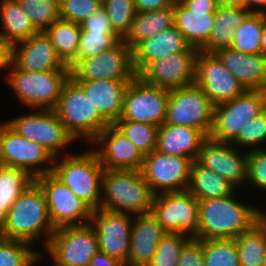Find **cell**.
<instances>
[{"mask_svg": "<svg viewBox=\"0 0 266 266\" xmlns=\"http://www.w3.org/2000/svg\"><path fill=\"white\" fill-rule=\"evenodd\" d=\"M54 231L45 193L36 181L21 193L0 220V237L5 239L22 240L33 244L44 233L46 247Z\"/></svg>", "mask_w": 266, "mask_h": 266, "instance_id": "1", "label": "cell"}, {"mask_svg": "<svg viewBox=\"0 0 266 266\" xmlns=\"http://www.w3.org/2000/svg\"><path fill=\"white\" fill-rule=\"evenodd\" d=\"M234 193L199 203L197 240L234 239L249 230L266 211L238 203Z\"/></svg>", "mask_w": 266, "mask_h": 266, "instance_id": "2", "label": "cell"}, {"mask_svg": "<svg viewBox=\"0 0 266 266\" xmlns=\"http://www.w3.org/2000/svg\"><path fill=\"white\" fill-rule=\"evenodd\" d=\"M100 208L112 212L147 214L155 194L141 170L104 169Z\"/></svg>", "mask_w": 266, "mask_h": 266, "instance_id": "3", "label": "cell"}, {"mask_svg": "<svg viewBox=\"0 0 266 266\" xmlns=\"http://www.w3.org/2000/svg\"><path fill=\"white\" fill-rule=\"evenodd\" d=\"M103 172L97 153L89 150L81 154L71 153L64 159L55 157L51 173L94 211L101 204Z\"/></svg>", "mask_w": 266, "mask_h": 266, "instance_id": "4", "label": "cell"}, {"mask_svg": "<svg viewBox=\"0 0 266 266\" xmlns=\"http://www.w3.org/2000/svg\"><path fill=\"white\" fill-rule=\"evenodd\" d=\"M53 110L75 140L85 138L92 142L110 125L71 77L65 83Z\"/></svg>", "mask_w": 266, "mask_h": 266, "instance_id": "5", "label": "cell"}, {"mask_svg": "<svg viewBox=\"0 0 266 266\" xmlns=\"http://www.w3.org/2000/svg\"><path fill=\"white\" fill-rule=\"evenodd\" d=\"M6 81L16 96L27 107L53 110L62 94L63 87L71 77V69L29 72L17 69L12 63Z\"/></svg>", "mask_w": 266, "mask_h": 266, "instance_id": "6", "label": "cell"}, {"mask_svg": "<svg viewBox=\"0 0 266 266\" xmlns=\"http://www.w3.org/2000/svg\"><path fill=\"white\" fill-rule=\"evenodd\" d=\"M215 105L197 84L169 90L164 123L188 126L209 136Z\"/></svg>", "mask_w": 266, "mask_h": 266, "instance_id": "7", "label": "cell"}, {"mask_svg": "<svg viewBox=\"0 0 266 266\" xmlns=\"http://www.w3.org/2000/svg\"><path fill=\"white\" fill-rule=\"evenodd\" d=\"M266 109V92L246 90L243 94L214 108L209 138L218 142H232L244 125Z\"/></svg>", "mask_w": 266, "mask_h": 266, "instance_id": "8", "label": "cell"}, {"mask_svg": "<svg viewBox=\"0 0 266 266\" xmlns=\"http://www.w3.org/2000/svg\"><path fill=\"white\" fill-rule=\"evenodd\" d=\"M55 266H88L99 251L91 223L56 228L45 247Z\"/></svg>", "mask_w": 266, "mask_h": 266, "instance_id": "9", "label": "cell"}, {"mask_svg": "<svg viewBox=\"0 0 266 266\" xmlns=\"http://www.w3.org/2000/svg\"><path fill=\"white\" fill-rule=\"evenodd\" d=\"M54 160L55 157L44 146L19 135L6 122L0 125L1 165L26 170L35 179L51 173Z\"/></svg>", "mask_w": 266, "mask_h": 266, "instance_id": "10", "label": "cell"}, {"mask_svg": "<svg viewBox=\"0 0 266 266\" xmlns=\"http://www.w3.org/2000/svg\"><path fill=\"white\" fill-rule=\"evenodd\" d=\"M198 211V200L188 190H184L156 194L151 214L166 233L188 234L197 239Z\"/></svg>", "mask_w": 266, "mask_h": 266, "instance_id": "11", "label": "cell"}, {"mask_svg": "<svg viewBox=\"0 0 266 266\" xmlns=\"http://www.w3.org/2000/svg\"><path fill=\"white\" fill-rule=\"evenodd\" d=\"M133 50L122 40L103 52L82 59L72 70L73 80H133Z\"/></svg>", "mask_w": 266, "mask_h": 266, "instance_id": "12", "label": "cell"}, {"mask_svg": "<svg viewBox=\"0 0 266 266\" xmlns=\"http://www.w3.org/2000/svg\"><path fill=\"white\" fill-rule=\"evenodd\" d=\"M35 181L45 193L49 217L55 229L90 223L93 210L52 173L40 175Z\"/></svg>", "mask_w": 266, "mask_h": 266, "instance_id": "13", "label": "cell"}, {"mask_svg": "<svg viewBox=\"0 0 266 266\" xmlns=\"http://www.w3.org/2000/svg\"><path fill=\"white\" fill-rule=\"evenodd\" d=\"M168 98L169 90L146 84L136 76L126 88L119 120L161 126L166 118Z\"/></svg>", "mask_w": 266, "mask_h": 266, "instance_id": "14", "label": "cell"}, {"mask_svg": "<svg viewBox=\"0 0 266 266\" xmlns=\"http://www.w3.org/2000/svg\"><path fill=\"white\" fill-rule=\"evenodd\" d=\"M6 123L19 135L44 146L54 157H58L62 149L75 141L54 110L41 109Z\"/></svg>", "mask_w": 266, "mask_h": 266, "instance_id": "15", "label": "cell"}, {"mask_svg": "<svg viewBox=\"0 0 266 266\" xmlns=\"http://www.w3.org/2000/svg\"><path fill=\"white\" fill-rule=\"evenodd\" d=\"M192 164L190 158L153 150L144 156L141 172L155 195L184 191L189 185Z\"/></svg>", "mask_w": 266, "mask_h": 266, "instance_id": "16", "label": "cell"}, {"mask_svg": "<svg viewBox=\"0 0 266 266\" xmlns=\"http://www.w3.org/2000/svg\"><path fill=\"white\" fill-rule=\"evenodd\" d=\"M195 84L216 106L243 94L246 89L224 67L215 53L198 51L195 59Z\"/></svg>", "mask_w": 266, "mask_h": 266, "instance_id": "17", "label": "cell"}, {"mask_svg": "<svg viewBox=\"0 0 266 266\" xmlns=\"http://www.w3.org/2000/svg\"><path fill=\"white\" fill-rule=\"evenodd\" d=\"M133 218L129 213L112 212L99 208L92 212L91 225L98 237L99 251L124 265L130 249Z\"/></svg>", "mask_w": 266, "mask_h": 266, "instance_id": "18", "label": "cell"}, {"mask_svg": "<svg viewBox=\"0 0 266 266\" xmlns=\"http://www.w3.org/2000/svg\"><path fill=\"white\" fill-rule=\"evenodd\" d=\"M198 52H180L148 63L137 76L146 84L172 90L194 84Z\"/></svg>", "mask_w": 266, "mask_h": 266, "instance_id": "19", "label": "cell"}, {"mask_svg": "<svg viewBox=\"0 0 266 266\" xmlns=\"http://www.w3.org/2000/svg\"><path fill=\"white\" fill-rule=\"evenodd\" d=\"M239 152L230 142H218L208 137L202 143L196 161L218 173L236 188L247 183L248 154Z\"/></svg>", "mask_w": 266, "mask_h": 266, "instance_id": "20", "label": "cell"}, {"mask_svg": "<svg viewBox=\"0 0 266 266\" xmlns=\"http://www.w3.org/2000/svg\"><path fill=\"white\" fill-rule=\"evenodd\" d=\"M104 169L141 170L144 154L115 126L109 125L92 141Z\"/></svg>", "mask_w": 266, "mask_h": 266, "instance_id": "21", "label": "cell"}, {"mask_svg": "<svg viewBox=\"0 0 266 266\" xmlns=\"http://www.w3.org/2000/svg\"><path fill=\"white\" fill-rule=\"evenodd\" d=\"M11 63L17 69L29 72L65 70L68 67L45 32H38L12 45Z\"/></svg>", "mask_w": 266, "mask_h": 266, "instance_id": "22", "label": "cell"}, {"mask_svg": "<svg viewBox=\"0 0 266 266\" xmlns=\"http://www.w3.org/2000/svg\"><path fill=\"white\" fill-rule=\"evenodd\" d=\"M215 54L246 90L266 92V57L263 54L243 53L230 47Z\"/></svg>", "mask_w": 266, "mask_h": 266, "instance_id": "23", "label": "cell"}, {"mask_svg": "<svg viewBox=\"0 0 266 266\" xmlns=\"http://www.w3.org/2000/svg\"><path fill=\"white\" fill-rule=\"evenodd\" d=\"M135 217L129 255L124 266H147L166 232L151 212Z\"/></svg>", "mask_w": 266, "mask_h": 266, "instance_id": "24", "label": "cell"}, {"mask_svg": "<svg viewBox=\"0 0 266 266\" xmlns=\"http://www.w3.org/2000/svg\"><path fill=\"white\" fill-rule=\"evenodd\" d=\"M89 96L99 114L114 125L121 116L126 88L132 80H74Z\"/></svg>", "mask_w": 266, "mask_h": 266, "instance_id": "25", "label": "cell"}, {"mask_svg": "<svg viewBox=\"0 0 266 266\" xmlns=\"http://www.w3.org/2000/svg\"><path fill=\"white\" fill-rule=\"evenodd\" d=\"M184 39L181 32L172 27L146 38L133 49V65L138 74L148 63L180 52H198Z\"/></svg>", "mask_w": 266, "mask_h": 266, "instance_id": "26", "label": "cell"}, {"mask_svg": "<svg viewBox=\"0 0 266 266\" xmlns=\"http://www.w3.org/2000/svg\"><path fill=\"white\" fill-rule=\"evenodd\" d=\"M208 137L199 129L163 123L158 128L157 152L190 158L195 161Z\"/></svg>", "mask_w": 266, "mask_h": 266, "instance_id": "27", "label": "cell"}, {"mask_svg": "<svg viewBox=\"0 0 266 266\" xmlns=\"http://www.w3.org/2000/svg\"><path fill=\"white\" fill-rule=\"evenodd\" d=\"M216 10H188L180 1L174 2V26L186 42L200 50L209 40Z\"/></svg>", "mask_w": 266, "mask_h": 266, "instance_id": "28", "label": "cell"}, {"mask_svg": "<svg viewBox=\"0 0 266 266\" xmlns=\"http://www.w3.org/2000/svg\"><path fill=\"white\" fill-rule=\"evenodd\" d=\"M251 12L240 6H218L214 13V24L208 42L200 49L205 53H216L230 47L236 28Z\"/></svg>", "mask_w": 266, "mask_h": 266, "instance_id": "29", "label": "cell"}, {"mask_svg": "<svg viewBox=\"0 0 266 266\" xmlns=\"http://www.w3.org/2000/svg\"><path fill=\"white\" fill-rule=\"evenodd\" d=\"M174 25V5L150 12L137 13L130 30L122 38L133 50L146 38L162 32Z\"/></svg>", "mask_w": 266, "mask_h": 266, "instance_id": "30", "label": "cell"}, {"mask_svg": "<svg viewBox=\"0 0 266 266\" xmlns=\"http://www.w3.org/2000/svg\"><path fill=\"white\" fill-rule=\"evenodd\" d=\"M236 188L218 173L193 161L187 190L197 199L222 198L234 193Z\"/></svg>", "mask_w": 266, "mask_h": 266, "instance_id": "31", "label": "cell"}, {"mask_svg": "<svg viewBox=\"0 0 266 266\" xmlns=\"http://www.w3.org/2000/svg\"><path fill=\"white\" fill-rule=\"evenodd\" d=\"M0 18L4 29L0 35L11 46L38 33L17 0H1Z\"/></svg>", "mask_w": 266, "mask_h": 266, "instance_id": "32", "label": "cell"}, {"mask_svg": "<svg viewBox=\"0 0 266 266\" xmlns=\"http://www.w3.org/2000/svg\"><path fill=\"white\" fill-rule=\"evenodd\" d=\"M234 240L239 253L240 266H265L266 214Z\"/></svg>", "mask_w": 266, "mask_h": 266, "instance_id": "33", "label": "cell"}, {"mask_svg": "<svg viewBox=\"0 0 266 266\" xmlns=\"http://www.w3.org/2000/svg\"><path fill=\"white\" fill-rule=\"evenodd\" d=\"M58 56L72 70L77 65V51L81 35L80 24L58 20L46 31Z\"/></svg>", "mask_w": 266, "mask_h": 266, "instance_id": "34", "label": "cell"}, {"mask_svg": "<svg viewBox=\"0 0 266 266\" xmlns=\"http://www.w3.org/2000/svg\"><path fill=\"white\" fill-rule=\"evenodd\" d=\"M34 181L35 179L26 170L0 164V220Z\"/></svg>", "mask_w": 266, "mask_h": 266, "instance_id": "35", "label": "cell"}, {"mask_svg": "<svg viewBox=\"0 0 266 266\" xmlns=\"http://www.w3.org/2000/svg\"><path fill=\"white\" fill-rule=\"evenodd\" d=\"M265 13L251 12L236 28L230 48L243 53H260Z\"/></svg>", "mask_w": 266, "mask_h": 266, "instance_id": "36", "label": "cell"}, {"mask_svg": "<svg viewBox=\"0 0 266 266\" xmlns=\"http://www.w3.org/2000/svg\"><path fill=\"white\" fill-rule=\"evenodd\" d=\"M30 247L26 241L0 237V266H32L43 254Z\"/></svg>", "mask_w": 266, "mask_h": 266, "instance_id": "37", "label": "cell"}, {"mask_svg": "<svg viewBox=\"0 0 266 266\" xmlns=\"http://www.w3.org/2000/svg\"><path fill=\"white\" fill-rule=\"evenodd\" d=\"M203 256L205 266H240L234 239L203 240Z\"/></svg>", "mask_w": 266, "mask_h": 266, "instance_id": "38", "label": "cell"}, {"mask_svg": "<svg viewBox=\"0 0 266 266\" xmlns=\"http://www.w3.org/2000/svg\"><path fill=\"white\" fill-rule=\"evenodd\" d=\"M38 32L60 20V0H17Z\"/></svg>", "mask_w": 266, "mask_h": 266, "instance_id": "39", "label": "cell"}, {"mask_svg": "<svg viewBox=\"0 0 266 266\" xmlns=\"http://www.w3.org/2000/svg\"><path fill=\"white\" fill-rule=\"evenodd\" d=\"M114 125L144 154V156L155 150L159 126L129 120H118Z\"/></svg>", "mask_w": 266, "mask_h": 266, "instance_id": "40", "label": "cell"}, {"mask_svg": "<svg viewBox=\"0 0 266 266\" xmlns=\"http://www.w3.org/2000/svg\"><path fill=\"white\" fill-rule=\"evenodd\" d=\"M191 239L187 234L166 233L147 266H177L183 248Z\"/></svg>", "mask_w": 266, "mask_h": 266, "instance_id": "41", "label": "cell"}, {"mask_svg": "<svg viewBox=\"0 0 266 266\" xmlns=\"http://www.w3.org/2000/svg\"><path fill=\"white\" fill-rule=\"evenodd\" d=\"M114 30L123 38L137 14L134 0H102Z\"/></svg>", "mask_w": 266, "mask_h": 266, "instance_id": "42", "label": "cell"}, {"mask_svg": "<svg viewBox=\"0 0 266 266\" xmlns=\"http://www.w3.org/2000/svg\"><path fill=\"white\" fill-rule=\"evenodd\" d=\"M122 37L117 32H81L77 64L84 58L95 56L114 46Z\"/></svg>", "mask_w": 266, "mask_h": 266, "instance_id": "43", "label": "cell"}, {"mask_svg": "<svg viewBox=\"0 0 266 266\" xmlns=\"http://www.w3.org/2000/svg\"><path fill=\"white\" fill-rule=\"evenodd\" d=\"M266 141V109L261 112L259 115L248 121L244 127L240 130L237 137L231 142L232 145L239 146H249L257 150L262 149L257 147L261 143ZM254 146V147H253Z\"/></svg>", "mask_w": 266, "mask_h": 266, "instance_id": "44", "label": "cell"}, {"mask_svg": "<svg viewBox=\"0 0 266 266\" xmlns=\"http://www.w3.org/2000/svg\"><path fill=\"white\" fill-rule=\"evenodd\" d=\"M102 6V0H60V19L80 24Z\"/></svg>", "mask_w": 266, "mask_h": 266, "instance_id": "45", "label": "cell"}, {"mask_svg": "<svg viewBox=\"0 0 266 266\" xmlns=\"http://www.w3.org/2000/svg\"><path fill=\"white\" fill-rule=\"evenodd\" d=\"M247 182L255 188L266 191V149L247 151Z\"/></svg>", "mask_w": 266, "mask_h": 266, "instance_id": "46", "label": "cell"}, {"mask_svg": "<svg viewBox=\"0 0 266 266\" xmlns=\"http://www.w3.org/2000/svg\"><path fill=\"white\" fill-rule=\"evenodd\" d=\"M177 266H205L203 240L192 238L183 248Z\"/></svg>", "mask_w": 266, "mask_h": 266, "instance_id": "47", "label": "cell"}, {"mask_svg": "<svg viewBox=\"0 0 266 266\" xmlns=\"http://www.w3.org/2000/svg\"><path fill=\"white\" fill-rule=\"evenodd\" d=\"M80 26L81 32H116L103 6L82 21Z\"/></svg>", "mask_w": 266, "mask_h": 266, "instance_id": "48", "label": "cell"}, {"mask_svg": "<svg viewBox=\"0 0 266 266\" xmlns=\"http://www.w3.org/2000/svg\"><path fill=\"white\" fill-rule=\"evenodd\" d=\"M137 13L164 9L174 5L175 0H134Z\"/></svg>", "mask_w": 266, "mask_h": 266, "instance_id": "49", "label": "cell"}, {"mask_svg": "<svg viewBox=\"0 0 266 266\" xmlns=\"http://www.w3.org/2000/svg\"><path fill=\"white\" fill-rule=\"evenodd\" d=\"M188 10H217L216 0H179Z\"/></svg>", "mask_w": 266, "mask_h": 266, "instance_id": "50", "label": "cell"}, {"mask_svg": "<svg viewBox=\"0 0 266 266\" xmlns=\"http://www.w3.org/2000/svg\"><path fill=\"white\" fill-rule=\"evenodd\" d=\"M88 266H124L119 260L98 251L90 260Z\"/></svg>", "mask_w": 266, "mask_h": 266, "instance_id": "51", "label": "cell"}, {"mask_svg": "<svg viewBox=\"0 0 266 266\" xmlns=\"http://www.w3.org/2000/svg\"><path fill=\"white\" fill-rule=\"evenodd\" d=\"M12 46L0 35V68L10 69Z\"/></svg>", "mask_w": 266, "mask_h": 266, "instance_id": "52", "label": "cell"}, {"mask_svg": "<svg viewBox=\"0 0 266 266\" xmlns=\"http://www.w3.org/2000/svg\"><path fill=\"white\" fill-rule=\"evenodd\" d=\"M244 7L253 13L255 12V13H265L266 14V10H265L266 9V0H245L244 1ZM260 7H262V9Z\"/></svg>", "mask_w": 266, "mask_h": 266, "instance_id": "53", "label": "cell"}, {"mask_svg": "<svg viewBox=\"0 0 266 266\" xmlns=\"http://www.w3.org/2000/svg\"><path fill=\"white\" fill-rule=\"evenodd\" d=\"M245 0H216L218 6H240L244 7Z\"/></svg>", "mask_w": 266, "mask_h": 266, "instance_id": "54", "label": "cell"}, {"mask_svg": "<svg viewBox=\"0 0 266 266\" xmlns=\"http://www.w3.org/2000/svg\"><path fill=\"white\" fill-rule=\"evenodd\" d=\"M260 53L266 57V20L263 25L262 35H261V49Z\"/></svg>", "mask_w": 266, "mask_h": 266, "instance_id": "55", "label": "cell"}, {"mask_svg": "<svg viewBox=\"0 0 266 266\" xmlns=\"http://www.w3.org/2000/svg\"><path fill=\"white\" fill-rule=\"evenodd\" d=\"M264 261H265V266H266V253H265V258H264Z\"/></svg>", "mask_w": 266, "mask_h": 266, "instance_id": "56", "label": "cell"}]
</instances>
